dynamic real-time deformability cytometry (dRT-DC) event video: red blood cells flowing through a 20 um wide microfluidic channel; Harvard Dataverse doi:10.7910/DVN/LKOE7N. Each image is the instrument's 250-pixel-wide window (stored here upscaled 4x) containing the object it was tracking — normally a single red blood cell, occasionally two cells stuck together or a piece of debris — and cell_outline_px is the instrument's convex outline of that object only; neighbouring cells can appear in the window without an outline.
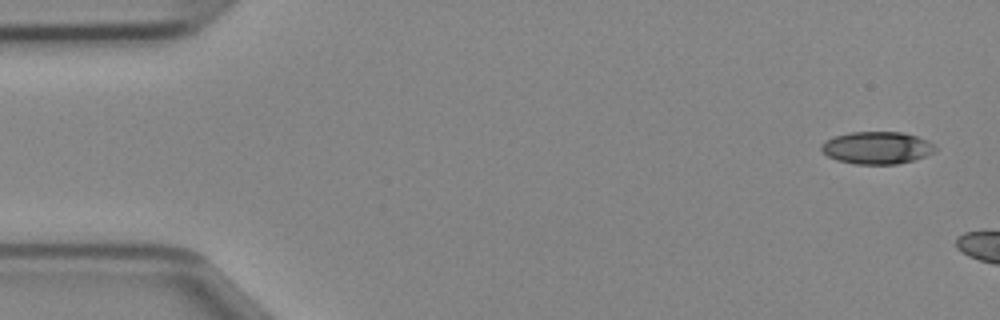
{"species": "Egyptian fruit bat (a non-hibernating species)", "species_latin": "Rousettus aegyptiacus", "temperature_condition": "cold", "stored_images_in_passage": 5, "camera_frame_rate_fps": 3000, "um_per_image_px": 0.085, "animal": {"sex": "female"}, "frame": {"image": 1, "passage_image": 1, "time_ms": 0.0, "image_size_px": [1000, 320], "cell_outline_px": [[936, 152], [912, 160], [896, 164], [856, 164], [836, 160], [828, 156], [820, 148], [820, 144], [836, 136], [848, 132], [900, 132], [916, 136], [928, 140], [936, 148]], "centroid_in_image_um": [74.54, 12.56], "position_along_channel_um": 10.5, "area_um2": 21.33}}